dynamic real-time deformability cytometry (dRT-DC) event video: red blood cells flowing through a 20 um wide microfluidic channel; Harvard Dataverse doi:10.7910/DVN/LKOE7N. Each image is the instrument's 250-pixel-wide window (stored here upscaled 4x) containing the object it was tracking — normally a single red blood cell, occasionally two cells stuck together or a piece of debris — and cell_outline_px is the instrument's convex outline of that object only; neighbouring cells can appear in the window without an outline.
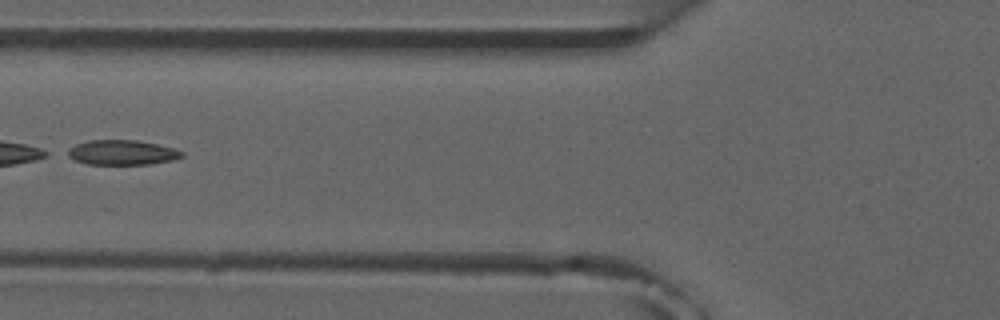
{"species": "common noctule bat (a hibernating species)", "species_latin": "Nyctalus noctula", "temperature_condition": "room temperature", "stored_images_in_passage": 5, "camera_frame_rate_fps": 3000, "um_per_image_px": 0.085, "animal": {"sex": "male", "forearm_length_mm": 52.5}, "frame": {"image": 1, "passage_image": 5, "time_ms": 5.333, "image_size_px": [1000, 320], "cell_outline_px": [[184, 156], [172, 160], [148, 164], [88, 164], [76, 160], [60, 152], [76, 144], [88, 140], [136, 140], [156, 144], [172, 148], [184, 152]], "centroid_in_image_um": [10.3, 12.96], "position_along_channel_um": 115.5, "area_um2": 16.59}}